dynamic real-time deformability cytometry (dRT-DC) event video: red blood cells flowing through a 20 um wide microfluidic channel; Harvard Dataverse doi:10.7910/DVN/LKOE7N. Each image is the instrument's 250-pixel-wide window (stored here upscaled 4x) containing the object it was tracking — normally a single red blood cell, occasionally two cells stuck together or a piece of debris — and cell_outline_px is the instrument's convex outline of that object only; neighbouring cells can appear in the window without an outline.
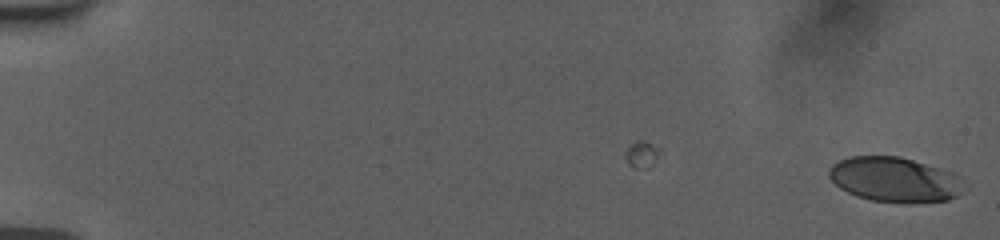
{"species": "human", "species_latin": "Homo sapiens", "temperature_condition": "room temperature", "stored_images_in_passage": 13, "camera_frame_rate_fps": 3000, "um_per_image_px": 0.085, "donor": {"sex": "female"}, "frame": {"image": 1, "passage_image": 13, "time_ms": 4.0, "image_size_px": [1000, 240], "cell_outline_px": [[968, 188], [956, 196], [948, 200], [912, 204], [872, 200], [856, 196], [840, 188], [828, 176], [828, 168], [832, 164], [840, 160], [852, 156], [900, 156], [952, 172], [960, 176], [968, 184]], "centroid_in_image_um": [76.11, 15.28], "position_along_channel_um": 8.9, "area_um2": 35.84}}